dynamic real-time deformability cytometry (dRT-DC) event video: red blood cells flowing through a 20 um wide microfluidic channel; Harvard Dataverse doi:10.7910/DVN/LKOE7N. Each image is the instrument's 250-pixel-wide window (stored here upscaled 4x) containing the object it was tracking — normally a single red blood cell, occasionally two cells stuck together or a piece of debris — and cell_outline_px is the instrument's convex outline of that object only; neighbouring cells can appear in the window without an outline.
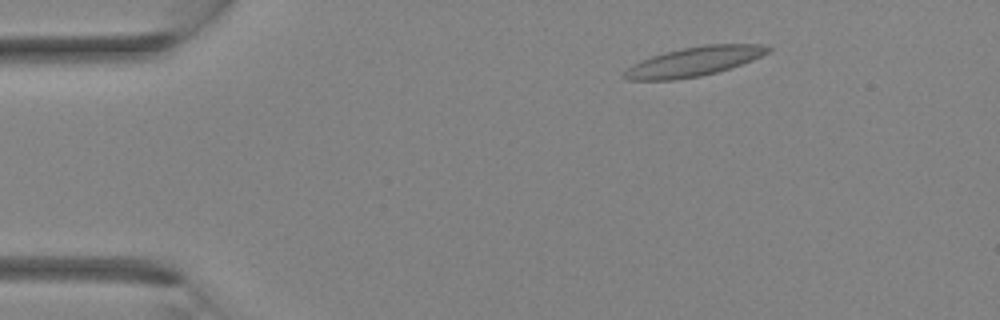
{"species": "Egyptian fruit bat (a non-hibernating species)", "species_latin": "Rousettus aegyptiacus", "temperature_condition": "room temperature", "stored_images_in_passage": 34, "camera_frame_rate_fps": 3000, "um_per_image_px": 0.085, "animal": {"sex": "female"}, "frame": {"image": 1, "passage_image": 5, "time_ms": 1.333, "image_size_px": [1000, 320], "cell_outline_px": [[772, 48], [768, 52], [752, 60], [716, 72], [700, 76], [672, 80], [628, 80], [620, 76], [632, 64], [640, 60], [652, 56], [680, 48], [704, 44], [760, 44]], "centroid_in_image_um": [58.94, 5.23], "position_along_channel_um": 26.1, "area_um2": 24.39}}
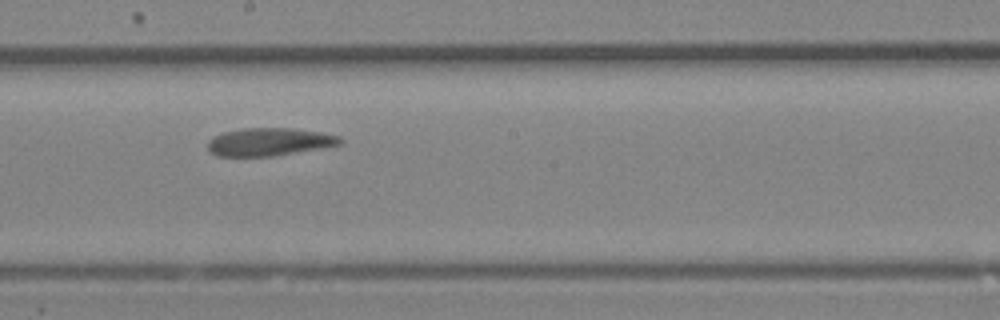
{"frame": {"image": 2, "passage_image": 19, "time_ms": 6.0, "image_size_px": [1000, 320], "cell_outline_px": [[344, 140], [340, 144], [320, 148], [272, 156], [216, 156], [208, 152], [208, 140], [224, 132], [244, 128], [292, 128], [320, 132], [340, 136]], "centroid_in_image_um": [22.87, 12.06], "position_along_channel_um": 225.3, "area_um2": 21.39}}
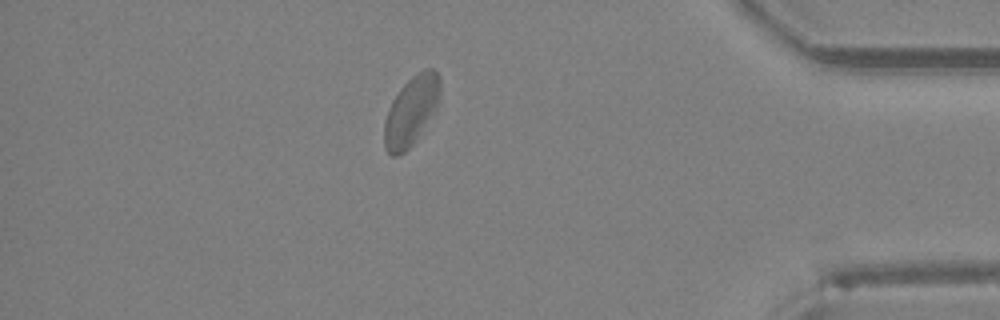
{"frame": {"image": 3, "passage_image": 30, "time_ms": 9.667, "image_size_px": [1000, 320], "cell_outline_px": [[440, 92], [436, 104], [432, 112], [416, 140], [404, 152], [396, 156], [392, 156], [384, 148], [384, 120], [388, 108], [392, 100], [400, 88], [412, 76], [424, 68], [432, 68], [440, 76]], "centroid_in_image_um": [34.91, 9.41], "position_along_channel_um": 400.3, "area_um2": 22.2}}